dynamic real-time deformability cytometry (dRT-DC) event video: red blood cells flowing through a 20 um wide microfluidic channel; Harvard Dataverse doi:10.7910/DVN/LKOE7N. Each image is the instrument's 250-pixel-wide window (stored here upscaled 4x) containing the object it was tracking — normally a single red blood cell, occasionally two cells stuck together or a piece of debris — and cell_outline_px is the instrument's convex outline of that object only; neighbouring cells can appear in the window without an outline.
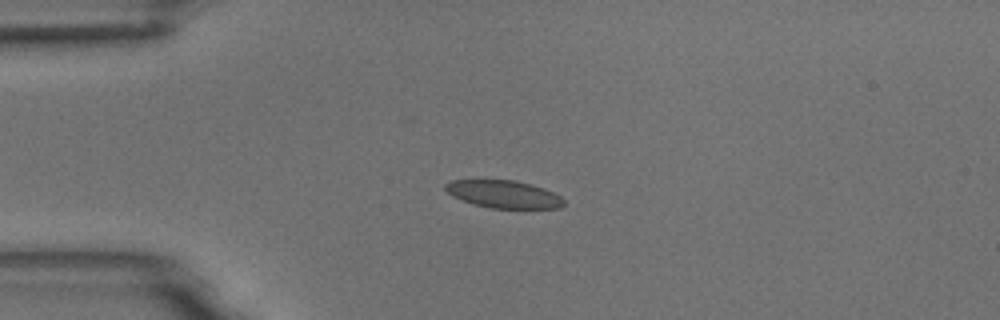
{"species": "common noctule bat (a hibernating species)", "species_latin": "Nyctalus noctula", "temperature_condition": "room temperature", "stored_images_in_passage": 42, "camera_frame_rate_fps": 3000, "um_per_image_px": 0.085, "animal": {"sex": "male", "body_mass_g": 18.8}, "frame": {"image": 1, "passage_image": 1, "time_ms": 0.0, "image_size_px": [1000, 320], "cell_outline_px": [[564, 204], [560, 208], [492, 208], [472, 204], [452, 196], [444, 188], [444, 184], [452, 180], [516, 180], [532, 184], [544, 188], [560, 196], [564, 200]], "centroid_in_image_um": [42.8, 16.5], "position_along_channel_um": 42.2, "area_um2": 19.07}}
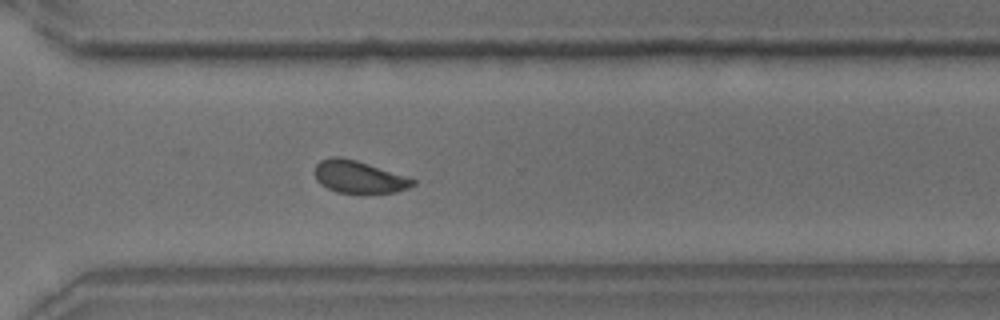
{"frame": {"image": 2, "passage_image": 27, "time_ms": 8.667, "image_size_px": [1000, 320], "cell_outline_px": [[416, 184], [408, 188], [396, 192], [336, 192], [320, 184], [316, 180], [316, 164], [320, 160], [332, 156], [340, 156], [356, 160], [416, 180]], "centroid_in_image_um": [30.47, 15.02], "position_along_channel_um": 340.1, "area_um2": 18.09}}
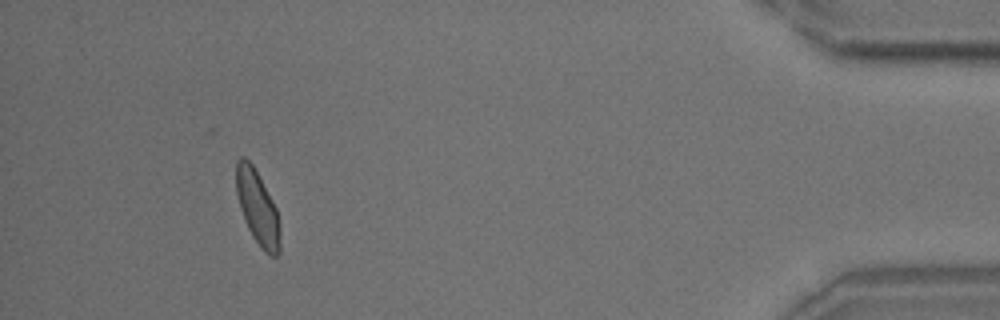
{"frame": {"image": 3, "passage_image": 38, "time_ms": 12.333, "image_size_px": [1000, 320], "cell_outline_px": [[280, 252], [276, 256], [272, 256], [264, 252], [260, 248], [252, 236], [244, 220], [240, 208], [236, 192], [236, 160], [240, 156], [244, 156], [252, 164], [272, 200], [276, 208], [280, 224]], "centroid_in_image_um": [21.89, 17.67], "position_along_channel_um": 413.3, "area_um2": 19.02}, "authors_computed_cell_mechanics": {"area_um2": 19.0162, "velocity_mm_per_s": 3.7003, "shape_relaxation_time_tau1_ms": 4.5616, "shape_relaxation_time_tau2_ms": 1.8012, "deformation_change_tau1": 0.1108, "deformation_change_tau2": 0.049}}